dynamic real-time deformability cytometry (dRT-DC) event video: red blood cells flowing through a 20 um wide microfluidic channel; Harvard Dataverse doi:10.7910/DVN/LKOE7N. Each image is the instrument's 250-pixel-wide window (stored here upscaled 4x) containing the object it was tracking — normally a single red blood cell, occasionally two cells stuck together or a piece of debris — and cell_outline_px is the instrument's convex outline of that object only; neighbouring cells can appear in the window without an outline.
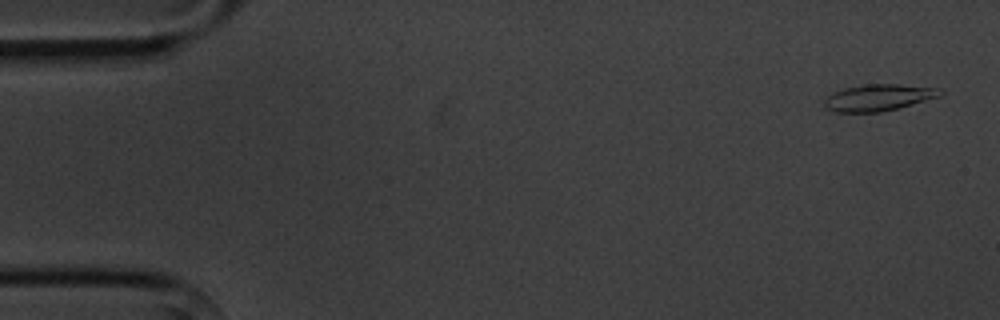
{"species": "common noctule bat (a hibernating species)", "species_latin": "Nyctalus noctula", "temperature_condition": "cold", "stored_images_in_passage": 5, "camera_frame_rate_fps": 3000, "um_per_image_px": 0.085, "animal": {"sex": "male", "body_mass_g": 20.1, "forearm_length_mm": 53.5}, "frame": {"image": 1, "passage_image": 1, "time_ms": 0.0, "image_size_px": [1000, 320], "cell_outline_px": [[944, 92], [940, 96], [900, 108], [880, 112], [836, 112], [828, 108], [824, 104], [824, 100], [828, 96], [844, 88], [864, 84], [900, 84], [940, 88]], "centroid_in_image_um": [74.72, 8.29], "position_along_channel_um": 10.3, "area_um2": 17.92}}
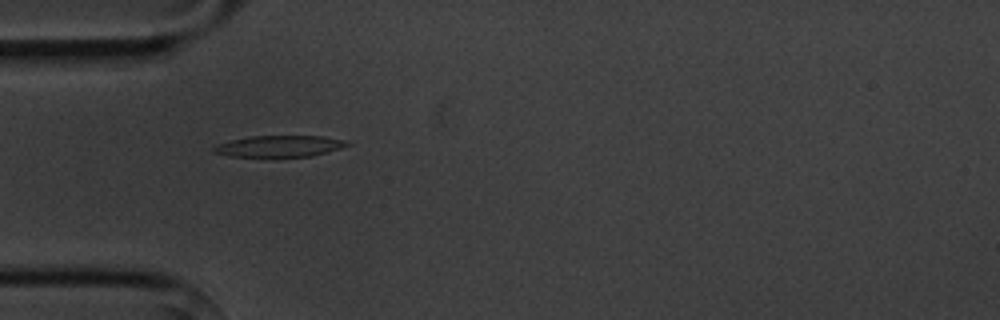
{"frame": {"image": 2, "passage_image": 4, "time_ms": 4.667, "image_size_px": [1000, 320], "cell_outline_px": [[352, 144], [328, 152], [312, 156], [228, 156], [212, 152], [212, 148], [220, 144], [232, 140], [252, 136], [324, 136], [344, 140]], "centroid_in_image_um": [23.78, 12.42], "position_along_channel_um": 61.2, "area_um2": 16.36}}
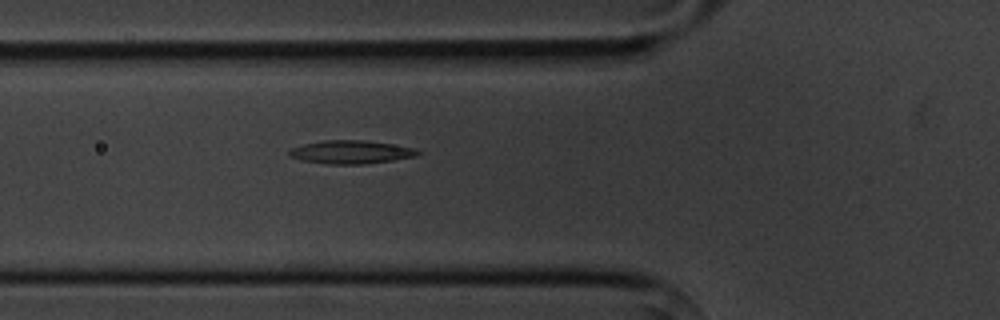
{"frame": {"image": 3, "passage_image": 5, "time_ms": 5.667, "image_size_px": [1000, 320], "cell_outline_px": [[420, 152], [416, 156], [392, 160], [364, 164], [328, 164], [300, 160], [288, 156], [288, 152], [292, 148], [304, 144], [324, 140], [364, 140], [392, 144], [416, 148]], "centroid_in_image_um": [29.81, 12.92], "position_along_channel_um": 96.0, "area_um2": 17.4}}